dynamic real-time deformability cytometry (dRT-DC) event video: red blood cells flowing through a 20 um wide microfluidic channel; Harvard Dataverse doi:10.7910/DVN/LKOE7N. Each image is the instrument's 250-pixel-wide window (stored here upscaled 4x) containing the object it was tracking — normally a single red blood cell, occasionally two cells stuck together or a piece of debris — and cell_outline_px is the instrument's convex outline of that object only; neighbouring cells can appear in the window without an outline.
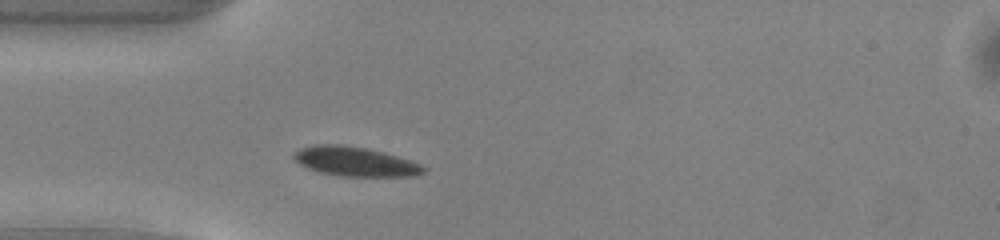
{"species": "common noctule bat (a hibernating species)", "species_latin": "Nyctalus noctula", "temperature_condition": "warm", "stored_images_in_passage": 37, "camera_frame_rate_fps": 3000, "um_per_image_px": 0.085, "animal": {"sex": "male", "body_mass_g": 13.0, "forearm_length_mm": 53.1}, "frame": {"image": 1, "passage_image": 1, "time_ms": 0.0, "image_size_px": [1000, 240], "cell_outline_px": [[428, 172], [416, 176], [340, 176], [320, 172], [308, 168], [300, 164], [292, 156], [292, 152], [300, 148], [316, 144], [344, 144], [384, 152], [412, 160], [428, 168]], "centroid_in_image_um": [30.23, 13.73], "position_along_channel_um": 54.8, "area_um2": 22.48}}
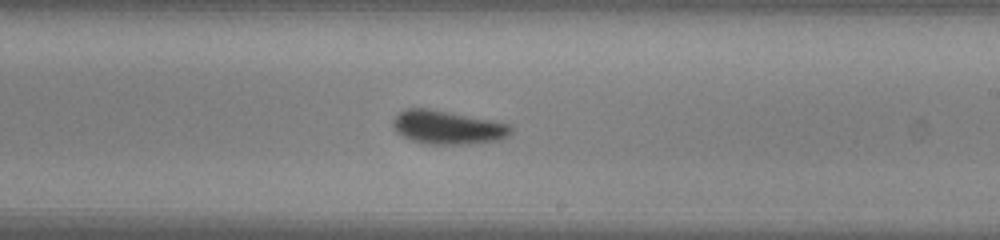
{"frame": {"image": 2, "passage_image": 16, "time_ms": 5.0, "image_size_px": [1000, 240], "cell_outline_px": [[512, 132], [508, 136], [500, 140], [464, 144], [424, 144], [400, 136], [392, 128], [392, 120], [404, 108], [428, 108], [492, 120], [512, 124]], "centroid_in_image_um": [38.02, 10.83], "position_along_channel_um": 251.0, "area_um2": 23.35}}
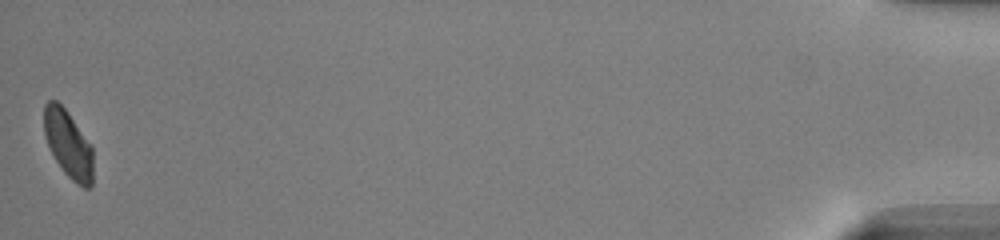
{"frame": {"image": 3, "passage_image": 37, "time_ms": 12.0, "image_size_px": [1000, 240], "cell_outline_px": [[92, 184], [88, 188], [84, 188], [76, 184], [64, 172], [56, 160], [48, 144], [44, 132], [44, 104], [48, 100], [56, 100], [68, 112], [92, 144]], "centroid_in_image_um": [5.81, 12.23], "position_along_channel_um": 429.4, "area_um2": 19.25}, "authors_computed_cell_mechanics": {"area_um2": 21.7906, "velocity_mm_per_s": 4.0249, "shape_relaxation_time_tau1_ms": 1.7329, "shape_relaxation_time_tau2_ms": null, "deformation_change_tau1": 0.0758, "deformation_change_tau2": null}}